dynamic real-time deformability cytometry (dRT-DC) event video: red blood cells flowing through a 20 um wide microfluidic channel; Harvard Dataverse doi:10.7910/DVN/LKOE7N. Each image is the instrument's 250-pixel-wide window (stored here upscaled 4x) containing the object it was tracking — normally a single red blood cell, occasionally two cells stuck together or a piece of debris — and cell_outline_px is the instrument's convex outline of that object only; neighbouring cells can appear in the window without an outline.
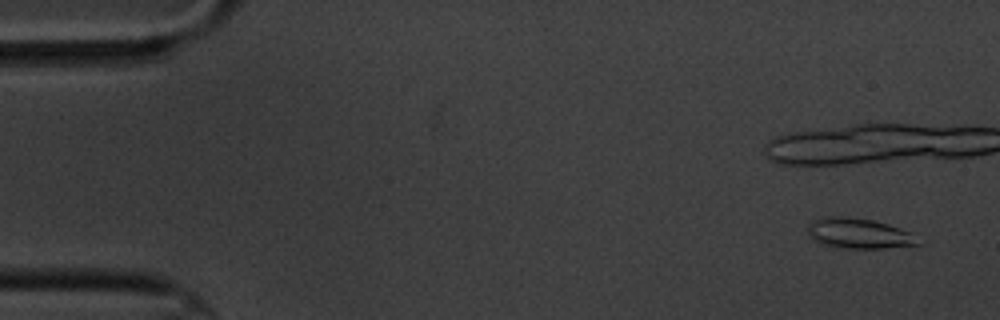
{"species": "common noctule bat (a hibernating species)", "species_latin": "Nyctalus noctula", "temperature_condition": "cold", "stored_images_in_passage": 5, "camera_frame_rate_fps": 3000, "um_per_image_px": 0.085, "animal": {"sex": "male", "body_mass_g": 20.1, "forearm_length_mm": 53.5}, "frame": {"image": 1, "passage_image": 1, "time_ms": 0.0, "image_size_px": [1000, 320], "cell_outline_px": [[920, 244], [884, 248], [844, 248], [824, 244], [812, 240], [808, 236], [808, 224], [812, 220], [828, 216], [848, 216], [872, 220], [888, 224], [900, 228], [908, 232]], "centroid_in_image_um": [72.91, 19.82], "position_along_channel_um": 12.1, "area_um2": 19.25}}